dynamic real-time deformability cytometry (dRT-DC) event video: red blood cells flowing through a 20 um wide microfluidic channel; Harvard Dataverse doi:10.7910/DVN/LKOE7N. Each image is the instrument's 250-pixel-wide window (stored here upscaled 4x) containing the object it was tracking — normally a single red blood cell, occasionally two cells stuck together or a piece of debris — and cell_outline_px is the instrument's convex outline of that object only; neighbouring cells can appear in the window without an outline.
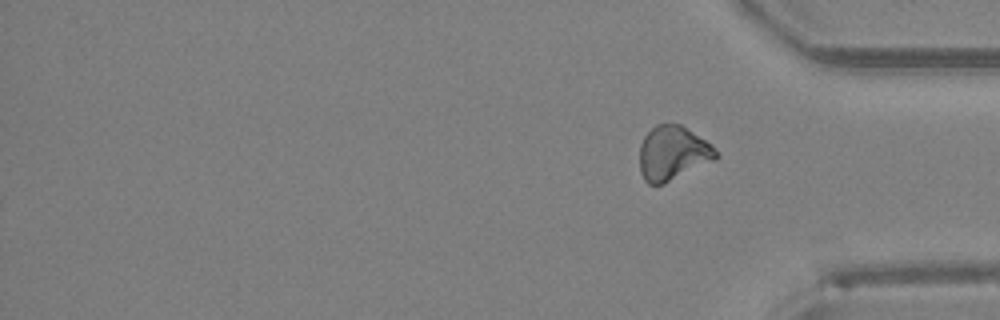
{"species": "Egyptian fruit bat (a non-hibernating species)", "species_latin": "Rousettus aegyptiacus", "temperature_condition": "room temperature", "stored_images_in_passage": 40, "segment_of_instrument_passage": [2, 2], "camera_frame_rate_fps": 3000, "um_per_image_px": 0.085, "animal": {"sex": "female"}, "frame": {"image": 1, "passage_image": 40, "time_ms": 13.0, "image_size_px": [1000, 320], "cell_outline_px": [[720, 156], [716, 160], [664, 184], [648, 184], [644, 180], [640, 172], [640, 144], [644, 136], [656, 124], [680, 124], [712, 144]], "centroid_in_image_um": [57.2, 13.03], "position_along_channel_um": 378.0, "area_um2": 24.33}}